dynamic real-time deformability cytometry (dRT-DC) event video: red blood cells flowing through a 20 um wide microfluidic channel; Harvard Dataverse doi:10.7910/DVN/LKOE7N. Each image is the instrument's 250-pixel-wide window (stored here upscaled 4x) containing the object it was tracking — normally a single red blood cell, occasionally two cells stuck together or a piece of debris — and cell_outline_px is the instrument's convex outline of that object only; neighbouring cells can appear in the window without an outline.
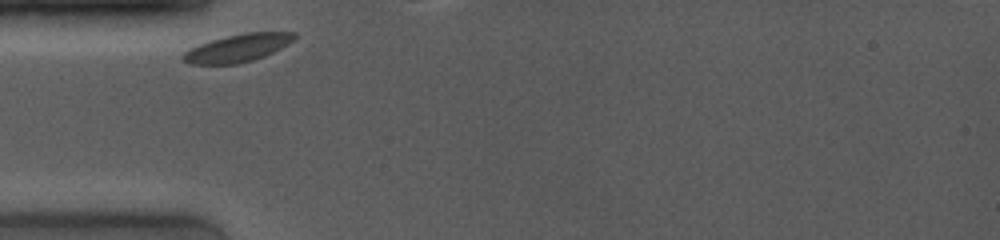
{"species": "common noctule bat (a hibernating species)", "species_latin": "Nyctalus noctula", "temperature_condition": "room temperature", "stored_images_in_passage": 6, "camera_frame_rate_fps": 4000, "um_per_image_px": 0.085, "animal": {"sex": "female", "body_mass_g": 19.0, "forearm_length_mm": 53.3}, "frame": {"image": 1, "passage_image": 1, "time_ms": 0.0, "image_size_px": [1000, 240], "cell_outline_px": [[296, 36], [292, 40], [280, 48], [264, 56], [252, 60], [236, 64], [192, 64], [184, 60], [180, 56], [188, 48], [212, 40], [244, 32], [296, 32]], "centroid_in_image_um": [20.17, 4.08], "position_along_channel_um": 64.8, "area_um2": 17.74}}